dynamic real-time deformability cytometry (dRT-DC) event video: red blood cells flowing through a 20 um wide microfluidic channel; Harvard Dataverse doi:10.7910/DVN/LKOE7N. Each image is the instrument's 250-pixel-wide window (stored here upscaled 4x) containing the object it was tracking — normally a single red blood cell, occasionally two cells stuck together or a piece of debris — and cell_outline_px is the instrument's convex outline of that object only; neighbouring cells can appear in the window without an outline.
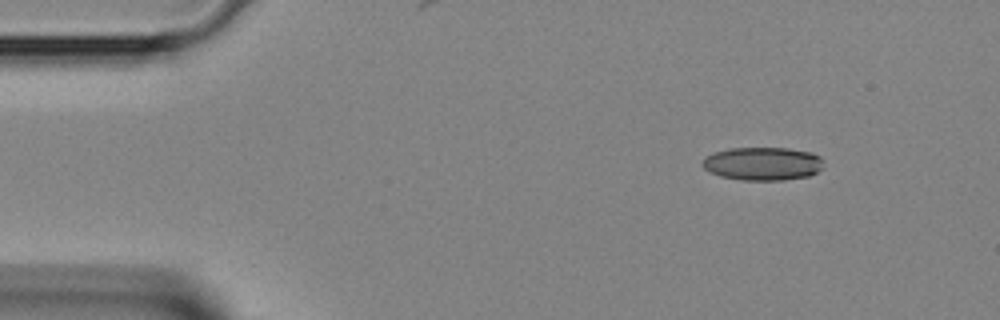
{"species": "Egyptian fruit bat (a non-hibernating species)", "species_latin": "Rousettus aegyptiacus", "temperature_condition": "room temperature", "stored_images_in_passage": 3, "camera_frame_rate_fps": 3000, "um_per_image_px": 0.085, "animal": {"sex": "female"}, "frame": {"image": 1, "passage_image": 1, "time_ms": 0.0, "image_size_px": [1000, 320], "cell_outline_px": [[824, 168], [808, 176], [784, 180], [740, 180], [720, 176], [704, 168], [700, 164], [704, 156], [728, 148], [788, 148], [812, 152], [820, 156]], "centroid_in_image_um": [64.83, 13.91], "position_along_channel_um": 20.2, "area_um2": 23.64}}
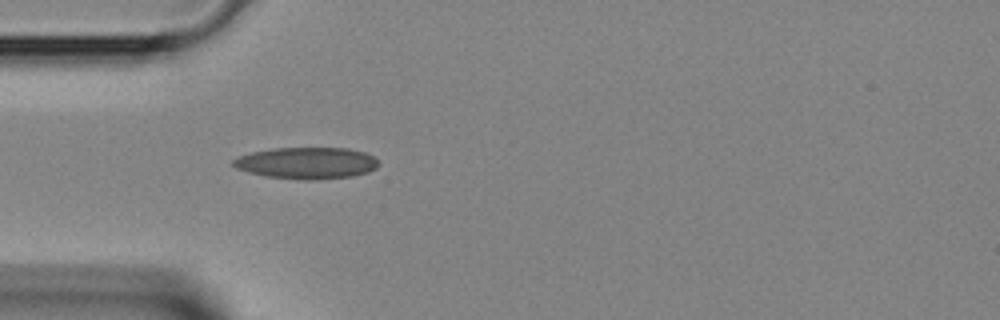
{"frame": {"image": 2, "passage_image": 3, "time_ms": 0.667, "image_size_px": [1000, 320], "cell_outline_px": [[380, 164], [376, 168], [368, 172], [352, 176], [312, 180], [304, 180], [264, 176], [248, 172], [236, 168], [232, 164], [232, 160], [236, 156], [252, 152], [276, 148], [348, 148], [364, 152], [372, 156]], "centroid_in_image_um": [26.04, 13.86], "position_along_channel_um": 59.0, "area_um2": 26.82}}